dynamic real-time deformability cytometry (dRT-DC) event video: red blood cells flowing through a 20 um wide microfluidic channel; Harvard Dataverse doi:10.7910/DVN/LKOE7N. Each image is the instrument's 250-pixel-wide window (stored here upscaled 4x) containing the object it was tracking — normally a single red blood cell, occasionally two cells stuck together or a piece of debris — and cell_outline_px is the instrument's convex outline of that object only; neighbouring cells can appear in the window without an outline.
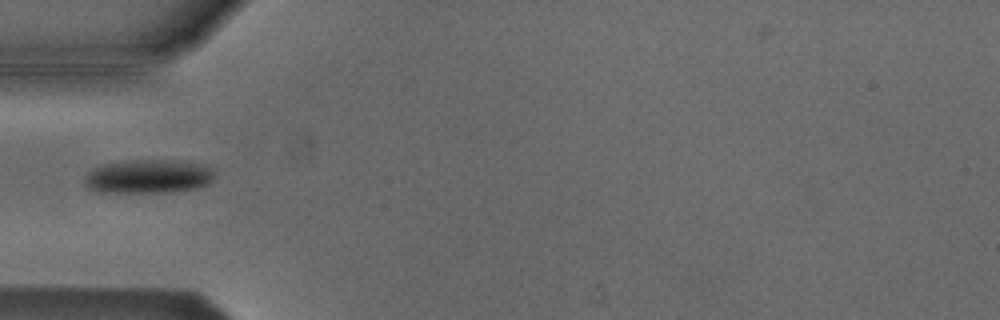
{"species": "Egyptian fruit bat (a non-hibernating species)", "species_latin": "Rousettus aegyptiacus", "temperature_condition": "cold", "stored_images_in_passage": 5, "camera_frame_rate_fps": 3000, "um_per_image_px": 0.085, "animal": {"sex": "male"}, "frame": {"image": 1, "passage_image": 4, "time_ms": 1.0, "image_size_px": [1000, 320], "cell_outline_px": [[216, 176], [208, 184], [196, 188], [172, 192], [100, 192], [88, 188], [84, 184], [84, 180], [88, 172], [100, 164], [132, 160], [164, 160], [196, 164], [212, 168]], "centroid_in_image_um": [12.58, 15.01], "position_along_channel_um": 72.4, "area_um2": 25.49}}